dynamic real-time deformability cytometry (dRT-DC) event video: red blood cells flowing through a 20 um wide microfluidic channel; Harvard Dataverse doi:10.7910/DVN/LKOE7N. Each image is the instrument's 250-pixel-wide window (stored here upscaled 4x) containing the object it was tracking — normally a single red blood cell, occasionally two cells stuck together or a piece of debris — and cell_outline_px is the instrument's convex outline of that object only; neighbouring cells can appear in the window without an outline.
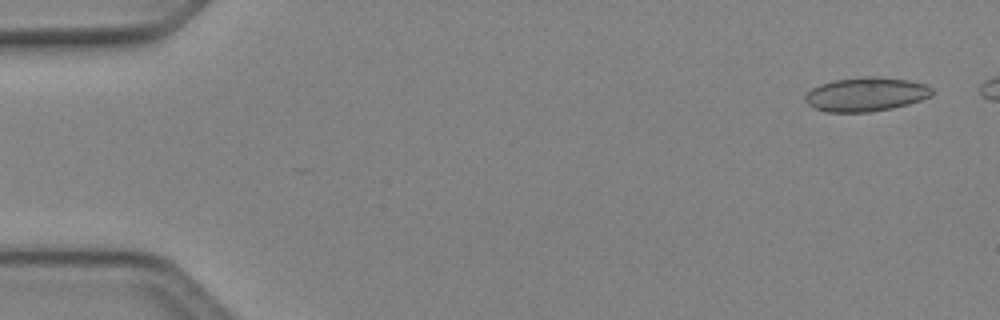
{"species": "Egyptian fruit bat (a non-hibernating species)", "species_latin": "Rousettus aegyptiacus", "temperature_condition": "cold", "stored_images_in_passage": 19, "camera_frame_rate_fps": 3000, "um_per_image_px": 0.085, "animal": {"sex": "female"}, "frame": {"image": 1, "passage_image": 3, "time_ms": 0.667, "image_size_px": [1000, 320], "cell_outline_px": [[936, 92], [932, 96], [908, 104], [892, 108], [868, 112], [824, 112], [808, 104], [804, 100], [804, 96], [812, 88], [820, 84], [832, 80], [868, 76], [876, 76], [908, 80], [924, 84], [932, 88]], "centroid_in_image_um": [73.61, 8.01], "position_along_channel_um": 11.4, "area_um2": 25.26}}
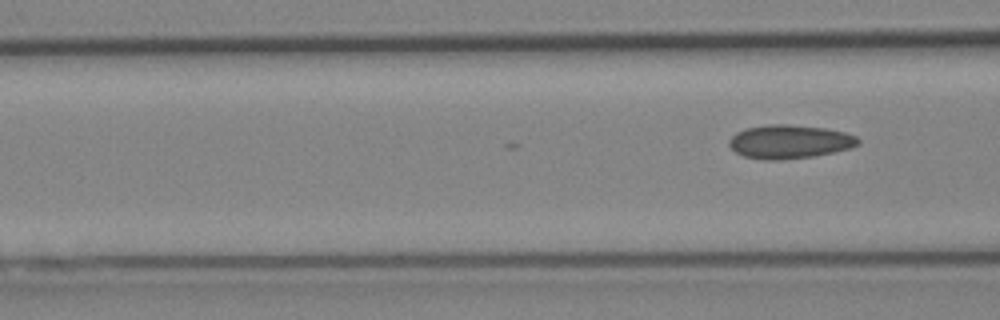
{"frame": {"image": 2, "passage_image": 19, "time_ms": 6.0, "image_size_px": [1000, 320], "cell_outline_px": [[860, 144], [848, 148], [832, 152], [812, 156], [780, 160], [764, 160], [744, 156], [736, 152], [728, 144], [728, 140], [736, 132], [744, 128], [768, 124], [788, 124], [824, 128], [844, 132], [856, 136], [860, 140]], "centroid_in_image_um": [67.07, 12.03], "position_along_channel_um": 99.5, "area_um2": 25.26}}